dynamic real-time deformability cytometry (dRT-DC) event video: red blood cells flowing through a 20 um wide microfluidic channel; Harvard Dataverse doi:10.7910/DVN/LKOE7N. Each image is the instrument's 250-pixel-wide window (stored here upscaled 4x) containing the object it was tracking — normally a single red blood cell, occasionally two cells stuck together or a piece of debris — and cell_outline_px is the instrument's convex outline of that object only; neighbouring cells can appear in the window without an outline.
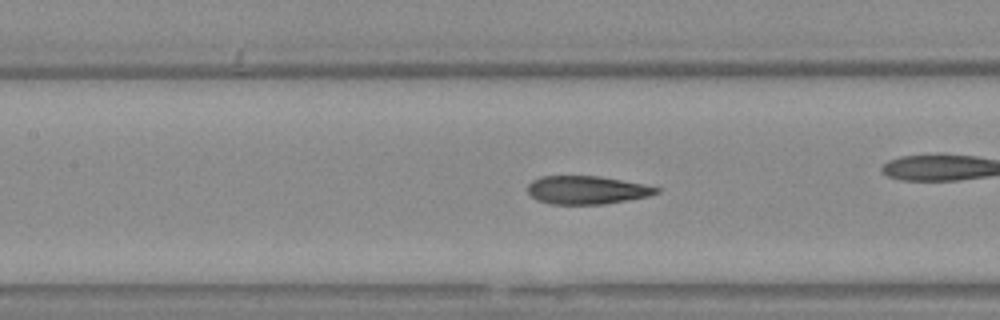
{"species": "Egyptian fruit bat (a non-hibernating species)", "species_latin": "Rousettus aegyptiacus", "temperature_condition": "warm", "stored_images_in_passage": 55, "camera_frame_rate_fps": 3000, "um_per_image_px": 0.085, "animal": {"sex": "female"}, "frame": {"image": 1, "passage_image": 24, "time_ms": 7.667, "image_size_px": [1000, 320], "cell_outline_px": [[660, 192], [648, 196], [604, 204], [552, 204], [536, 200], [528, 192], [528, 184], [532, 180], [540, 176], [596, 176], [620, 180], [660, 188]], "centroid_in_image_um": [49.83, 16.15], "position_along_channel_um": 157.6, "area_um2": 20.92}}
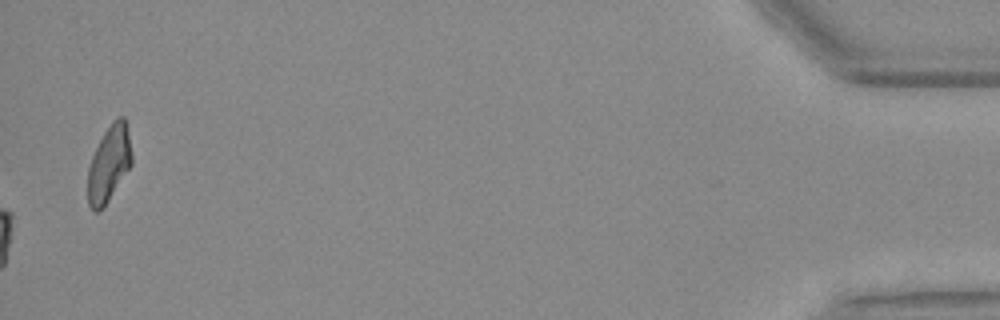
{"frame": {"image": 2, "passage_image": 55, "time_ms": 18.0, "image_size_px": [1000, 320], "cell_outline_px": [[132, 164], [108, 200], [96, 212], [92, 212], [88, 204], [88, 168], [92, 156], [104, 132], [112, 120], [120, 116], [124, 116], [132, 152]], "centroid_in_image_um": [9.26, 13.9], "position_along_channel_um": 425.9, "area_um2": 19.19}, "authors_computed_cell_mechanics": {"area_um2": 21.8484, "velocity_mm_per_s": 3.7589, "shape_relaxation_time_tau1_ms": null, "shape_relaxation_time_tau2_ms": 2.4268, "deformation_change_tau1": null, "deformation_change_tau2": 0.0976}}